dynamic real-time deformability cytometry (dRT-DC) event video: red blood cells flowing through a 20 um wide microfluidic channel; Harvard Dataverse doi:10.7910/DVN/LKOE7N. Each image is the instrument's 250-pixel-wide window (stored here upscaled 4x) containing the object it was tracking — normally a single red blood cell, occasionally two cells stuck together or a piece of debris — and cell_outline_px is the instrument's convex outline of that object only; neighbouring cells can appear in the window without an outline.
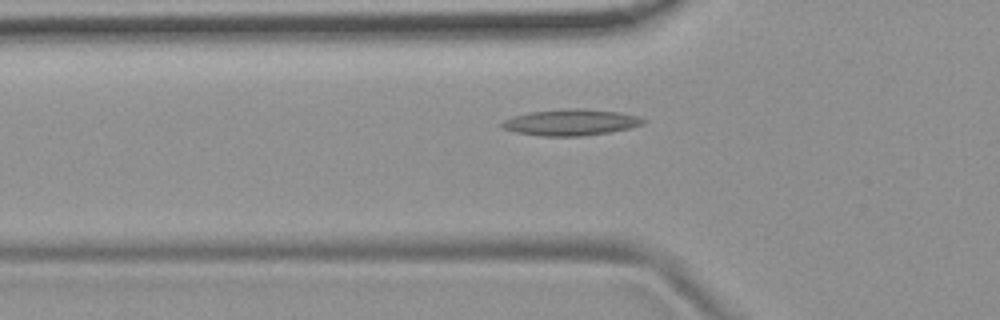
{"species": "common noctule bat (a hibernating species)", "species_latin": "Nyctalus noctula", "temperature_condition": "room temperature", "stored_images_in_passage": 50, "camera_frame_rate_fps": 3000, "um_per_image_px": 0.085, "animal": {"sex": "female", "body_mass_g": 19.9}, "frame": {"image": 1, "passage_image": 18, "time_ms": 5.667, "image_size_px": [1000, 320], "cell_outline_px": [[648, 120], [644, 124], [628, 128], [608, 132], [580, 136], [540, 136], [516, 132], [504, 128], [500, 124], [504, 120], [528, 112], [568, 108], [580, 108], [620, 112], [636, 116]], "centroid_in_image_um": [48.54, 10.39], "position_along_channel_um": 77.3, "area_um2": 21.44}}
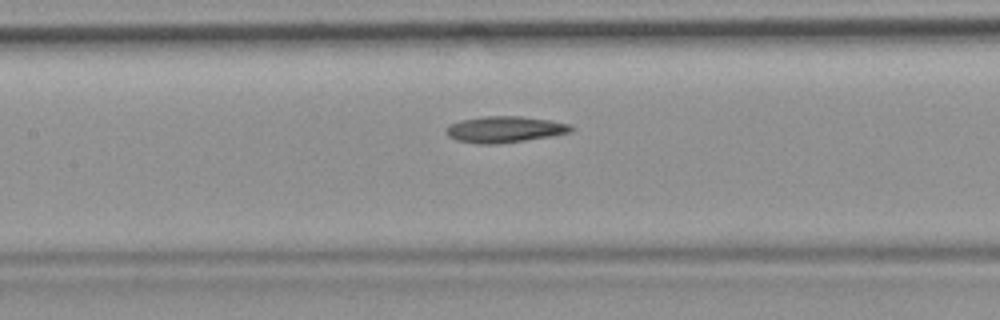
{"frame": {"image": 2, "passage_image": 25, "time_ms": 8.0, "image_size_px": [1000, 320], "cell_outline_px": [[572, 132], [524, 140], [496, 144], [480, 144], [456, 140], [448, 136], [444, 132], [444, 128], [460, 120], [480, 116], [520, 116], [552, 120], [572, 124]], "centroid_in_image_um": [42.87, 10.98], "position_along_channel_um": 164.5, "area_um2": 19.19}}
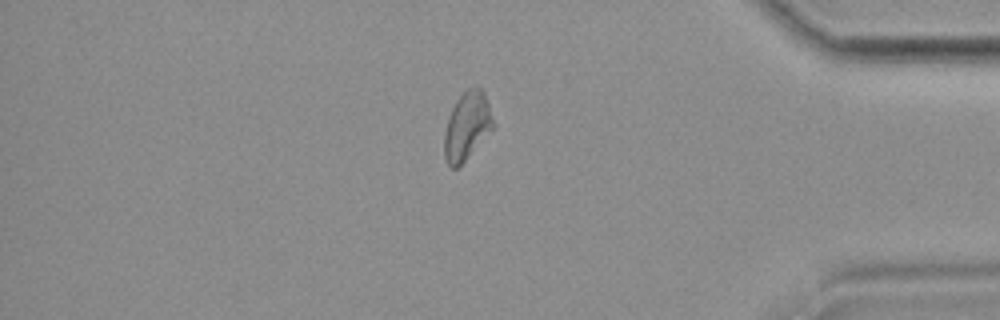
{"frame": {"image": 3, "passage_image": 46, "time_ms": 15.0, "image_size_px": [1000, 320], "cell_outline_px": [[496, 124], [464, 160], [456, 168], [452, 168], [448, 164], [444, 156], [444, 132], [448, 116], [456, 100], [468, 88], [476, 84], [484, 92]], "centroid_in_image_um": [39.69, 10.66], "position_along_channel_um": 395.5, "area_um2": 19.19}, "authors_computed_cell_mechanics": {"area_um2": 19.363, "velocity_mm_per_s": 3.7123, "shape_relaxation_time_tau1_ms": null, "shape_relaxation_time_tau2_ms": 5.5179, "deformation_change_tau1": null, "deformation_change_tau2": 0.1575}}